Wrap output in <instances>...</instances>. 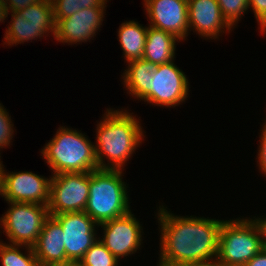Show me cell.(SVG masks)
Masks as SVG:
<instances>
[{
  "label": "cell",
  "instance_id": "603a6c76",
  "mask_svg": "<svg viewBox=\"0 0 266 266\" xmlns=\"http://www.w3.org/2000/svg\"><path fill=\"white\" fill-rule=\"evenodd\" d=\"M25 20L32 23L55 24L51 0L29 5L18 12Z\"/></svg>",
  "mask_w": 266,
  "mask_h": 266
},
{
  "label": "cell",
  "instance_id": "9c48e42d",
  "mask_svg": "<svg viewBox=\"0 0 266 266\" xmlns=\"http://www.w3.org/2000/svg\"><path fill=\"white\" fill-rule=\"evenodd\" d=\"M150 81L151 103L158 106H177L188 97V80L173 61L157 65Z\"/></svg>",
  "mask_w": 266,
  "mask_h": 266
},
{
  "label": "cell",
  "instance_id": "e0dca14e",
  "mask_svg": "<svg viewBox=\"0 0 266 266\" xmlns=\"http://www.w3.org/2000/svg\"><path fill=\"white\" fill-rule=\"evenodd\" d=\"M179 40L167 31L148 27L142 59L156 65L174 60L175 43Z\"/></svg>",
  "mask_w": 266,
  "mask_h": 266
},
{
  "label": "cell",
  "instance_id": "cb8c5ba5",
  "mask_svg": "<svg viewBox=\"0 0 266 266\" xmlns=\"http://www.w3.org/2000/svg\"><path fill=\"white\" fill-rule=\"evenodd\" d=\"M223 18L232 27L249 8V0H217Z\"/></svg>",
  "mask_w": 266,
  "mask_h": 266
},
{
  "label": "cell",
  "instance_id": "484cf974",
  "mask_svg": "<svg viewBox=\"0 0 266 266\" xmlns=\"http://www.w3.org/2000/svg\"><path fill=\"white\" fill-rule=\"evenodd\" d=\"M248 6L253 9L262 32L266 31V0H249Z\"/></svg>",
  "mask_w": 266,
  "mask_h": 266
},
{
  "label": "cell",
  "instance_id": "4fadbf2b",
  "mask_svg": "<svg viewBox=\"0 0 266 266\" xmlns=\"http://www.w3.org/2000/svg\"><path fill=\"white\" fill-rule=\"evenodd\" d=\"M103 7H90L75 12L72 16L55 23V39L63 43L86 42L102 25Z\"/></svg>",
  "mask_w": 266,
  "mask_h": 266
},
{
  "label": "cell",
  "instance_id": "3957f363",
  "mask_svg": "<svg viewBox=\"0 0 266 266\" xmlns=\"http://www.w3.org/2000/svg\"><path fill=\"white\" fill-rule=\"evenodd\" d=\"M94 146L87 137L77 130L60 127L41 153L54 175L91 172L99 169Z\"/></svg>",
  "mask_w": 266,
  "mask_h": 266
},
{
  "label": "cell",
  "instance_id": "83f0119b",
  "mask_svg": "<svg viewBox=\"0 0 266 266\" xmlns=\"http://www.w3.org/2000/svg\"><path fill=\"white\" fill-rule=\"evenodd\" d=\"M259 154H258V159H259V166L261 170L264 172L266 175V124L264 125V128L262 129L261 133V141H260V146H259Z\"/></svg>",
  "mask_w": 266,
  "mask_h": 266
},
{
  "label": "cell",
  "instance_id": "8fae6325",
  "mask_svg": "<svg viewBox=\"0 0 266 266\" xmlns=\"http://www.w3.org/2000/svg\"><path fill=\"white\" fill-rule=\"evenodd\" d=\"M98 226L105 232L100 241L117 259L133 254L141 245V226L130 211Z\"/></svg>",
  "mask_w": 266,
  "mask_h": 266
},
{
  "label": "cell",
  "instance_id": "4dcf8cb0",
  "mask_svg": "<svg viewBox=\"0 0 266 266\" xmlns=\"http://www.w3.org/2000/svg\"><path fill=\"white\" fill-rule=\"evenodd\" d=\"M2 163L0 162V195L3 197V170Z\"/></svg>",
  "mask_w": 266,
  "mask_h": 266
},
{
  "label": "cell",
  "instance_id": "7a4b0ae2",
  "mask_svg": "<svg viewBox=\"0 0 266 266\" xmlns=\"http://www.w3.org/2000/svg\"><path fill=\"white\" fill-rule=\"evenodd\" d=\"M106 113L97 125L98 144L94 148L98 168L121 170L143 139L142 127L129 112L110 109ZM104 156L110 160L108 165L103 163Z\"/></svg>",
  "mask_w": 266,
  "mask_h": 266
},
{
  "label": "cell",
  "instance_id": "ba28073f",
  "mask_svg": "<svg viewBox=\"0 0 266 266\" xmlns=\"http://www.w3.org/2000/svg\"><path fill=\"white\" fill-rule=\"evenodd\" d=\"M61 224L67 264L78 263L97 241L94 226L98 225L84 211L65 212L53 215Z\"/></svg>",
  "mask_w": 266,
  "mask_h": 266
},
{
  "label": "cell",
  "instance_id": "d4e9b609",
  "mask_svg": "<svg viewBox=\"0 0 266 266\" xmlns=\"http://www.w3.org/2000/svg\"><path fill=\"white\" fill-rule=\"evenodd\" d=\"M0 104V148H4L7 145L9 146L10 140L12 139L13 134V124H11V119ZM4 146V147H3Z\"/></svg>",
  "mask_w": 266,
  "mask_h": 266
},
{
  "label": "cell",
  "instance_id": "f1b7e54d",
  "mask_svg": "<svg viewBox=\"0 0 266 266\" xmlns=\"http://www.w3.org/2000/svg\"><path fill=\"white\" fill-rule=\"evenodd\" d=\"M245 266H266V249L263 248Z\"/></svg>",
  "mask_w": 266,
  "mask_h": 266
},
{
  "label": "cell",
  "instance_id": "f546056e",
  "mask_svg": "<svg viewBox=\"0 0 266 266\" xmlns=\"http://www.w3.org/2000/svg\"><path fill=\"white\" fill-rule=\"evenodd\" d=\"M9 11L7 10V5L4 3L3 0H0V21L3 22V20H5V17H7V15Z\"/></svg>",
  "mask_w": 266,
  "mask_h": 266
},
{
  "label": "cell",
  "instance_id": "6da1fadb",
  "mask_svg": "<svg viewBox=\"0 0 266 266\" xmlns=\"http://www.w3.org/2000/svg\"><path fill=\"white\" fill-rule=\"evenodd\" d=\"M158 220L162 235L159 266H199L215 262L223 221L178 217L161 206Z\"/></svg>",
  "mask_w": 266,
  "mask_h": 266
},
{
  "label": "cell",
  "instance_id": "ac0fdd59",
  "mask_svg": "<svg viewBox=\"0 0 266 266\" xmlns=\"http://www.w3.org/2000/svg\"><path fill=\"white\" fill-rule=\"evenodd\" d=\"M12 23L8 26L5 35V41L8 45H16L19 42L33 40L43 37L44 33L52 32L55 35V24L32 23L25 20L18 12H13ZM50 31V32H49ZM43 34V35H42Z\"/></svg>",
  "mask_w": 266,
  "mask_h": 266
},
{
  "label": "cell",
  "instance_id": "44dd1931",
  "mask_svg": "<svg viewBox=\"0 0 266 266\" xmlns=\"http://www.w3.org/2000/svg\"><path fill=\"white\" fill-rule=\"evenodd\" d=\"M55 23L59 19L72 16L81 9L103 7L107 0H51Z\"/></svg>",
  "mask_w": 266,
  "mask_h": 266
},
{
  "label": "cell",
  "instance_id": "2e32d148",
  "mask_svg": "<svg viewBox=\"0 0 266 266\" xmlns=\"http://www.w3.org/2000/svg\"><path fill=\"white\" fill-rule=\"evenodd\" d=\"M129 67L125 70L124 83L130 94L136 98L151 103L150 81L157 65L144 59L128 62Z\"/></svg>",
  "mask_w": 266,
  "mask_h": 266
},
{
  "label": "cell",
  "instance_id": "8992f818",
  "mask_svg": "<svg viewBox=\"0 0 266 266\" xmlns=\"http://www.w3.org/2000/svg\"><path fill=\"white\" fill-rule=\"evenodd\" d=\"M7 213L1 217L3 231L12 245L33 247L45 220L50 216L48 206L36 203L8 202Z\"/></svg>",
  "mask_w": 266,
  "mask_h": 266
},
{
  "label": "cell",
  "instance_id": "1f68e13d",
  "mask_svg": "<svg viewBox=\"0 0 266 266\" xmlns=\"http://www.w3.org/2000/svg\"><path fill=\"white\" fill-rule=\"evenodd\" d=\"M263 231L264 242H266V219H257Z\"/></svg>",
  "mask_w": 266,
  "mask_h": 266
},
{
  "label": "cell",
  "instance_id": "30bf717a",
  "mask_svg": "<svg viewBox=\"0 0 266 266\" xmlns=\"http://www.w3.org/2000/svg\"><path fill=\"white\" fill-rule=\"evenodd\" d=\"M51 179L32 172H3V197L8 202L48 205Z\"/></svg>",
  "mask_w": 266,
  "mask_h": 266
},
{
  "label": "cell",
  "instance_id": "4316f807",
  "mask_svg": "<svg viewBox=\"0 0 266 266\" xmlns=\"http://www.w3.org/2000/svg\"><path fill=\"white\" fill-rule=\"evenodd\" d=\"M3 1L7 5V10H10L13 13L24 10L29 5L41 2L43 0H3Z\"/></svg>",
  "mask_w": 266,
  "mask_h": 266
},
{
  "label": "cell",
  "instance_id": "ffe728a7",
  "mask_svg": "<svg viewBox=\"0 0 266 266\" xmlns=\"http://www.w3.org/2000/svg\"><path fill=\"white\" fill-rule=\"evenodd\" d=\"M19 245L3 244L0 242V258L2 266H40L33 247L27 246L26 256L18 249Z\"/></svg>",
  "mask_w": 266,
  "mask_h": 266
},
{
  "label": "cell",
  "instance_id": "7402d4cb",
  "mask_svg": "<svg viewBox=\"0 0 266 266\" xmlns=\"http://www.w3.org/2000/svg\"><path fill=\"white\" fill-rule=\"evenodd\" d=\"M78 263L81 266H117L118 259L97 239Z\"/></svg>",
  "mask_w": 266,
  "mask_h": 266
},
{
  "label": "cell",
  "instance_id": "836d02e7",
  "mask_svg": "<svg viewBox=\"0 0 266 266\" xmlns=\"http://www.w3.org/2000/svg\"><path fill=\"white\" fill-rule=\"evenodd\" d=\"M62 266H81L79 263H69L66 265H62Z\"/></svg>",
  "mask_w": 266,
  "mask_h": 266
},
{
  "label": "cell",
  "instance_id": "52a82bcc",
  "mask_svg": "<svg viewBox=\"0 0 266 266\" xmlns=\"http://www.w3.org/2000/svg\"><path fill=\"white\" fill-rule=\"evenodd\" d=\"M90 172L60 173L51 177L49 215L84 211L89 197Z\"/></svg>",
  "mask_w": 266,
  "mask_h": 266
},
{
  "label": "cell",
  "instance_id": "d6986e66",
  "mask_svg": "<svg viewBox=\"0 0 266 266\" xmlns=\"http://www.w3.org/2000/svg\"><path fill=\"white\" fill-rule=\"evenodd\" d=\"M148 27L144 28L135 21L122 23L118 30L120 46L127 62L142 59Z\"/></svg>",
  "mask_w": 266,
  "mask_h": 266
},
{
  "label": "cell",
  "instance_id": "5bb4252c",
  "mask_svg": "<svg viewBox=\"0 0 266 266\" xmlns=\"http://www.w3.org/2000/svg\"><path fill=\"white\" fill-rule=\"evenodd\" d=\"M63 235L61 224L53 216H49L44 222L36 244L33 246L40 266L67 264Z\"/></svg>",
  "mask_w": 266,
  "mask_h": 266
},
{
  "label": "cell",
  "instance_id": "277c9868",
  "mask_svg": "<svg viewBox=\"0 0 266 266\" xmlns=\"http://www.w3.org/2000/svg\"><path fill=\"white\" fill-rule=\"evenodd\" d=\"M121 175L122 170L112 169L90 172L89 197L84 212L98 225L131 211Z\"/></svg>",
  "mask_w": 266,
  "mask_h": 266
},
{
  "label": "cell",
  "instance_id": "9a60e30c",
  "mask_svg": "<svg viewBox=\"0 0 266 266\" xmlns=\"http://www.w3.org/2000/svg\"><path fill=\"white\" fill-rule=\"evenodd\" d=\"M188 17L189 28L193 27L203 37L217 38L224 27L231 29L217 0H188Z\"/></svg>",
  "mask_w": 266,
  "mask_h": 266
},
{
  "label": "cell",
  "instance_id": "7c38bea8",
  "mask_svg": "<svg viewBox=\"0 0 266 266\" xmlns=\"http://www.w3.org/2000/svg\"><path fill=\"white\" fill-rule=\"evenodd\" d=\"M151 27L167 31L179 40L189 28L188 0H144Z\"/></svg>",
  "mask_w": 266,
  "mask_h": 266
},
{
  "label": "cell",
  "instance_id": "d6a6232c",
  "mask_svg": "<svg viewBox=\"0 0 266 266\" xmlns=\"http://www.w3.org/2000/svg\"><path fill=\"white\" fill-rule=\"evenodd\" d=\"M199 266H223V265H220L216 262H213V263H209V264H203V265H199Z\"/></svg>",
  "mask_w": 266,
  "mask_h": 266
},
{
  "label": "cell",
  "instance_id": "5b68a950",
  "mask_svg": "<svg viewBox=\"0 0 266 266\" xmlns=\"http://www.w3.org/2000/svg\"><path fill=\"white\" fill-rule=\"evenodd\" d=\"M264 248V237L257 219L223 221L219 230L216 263L245 266Z\"/></svg>",
  "mask_w": 266,
  "mask_h": 266
}]
</instances>
